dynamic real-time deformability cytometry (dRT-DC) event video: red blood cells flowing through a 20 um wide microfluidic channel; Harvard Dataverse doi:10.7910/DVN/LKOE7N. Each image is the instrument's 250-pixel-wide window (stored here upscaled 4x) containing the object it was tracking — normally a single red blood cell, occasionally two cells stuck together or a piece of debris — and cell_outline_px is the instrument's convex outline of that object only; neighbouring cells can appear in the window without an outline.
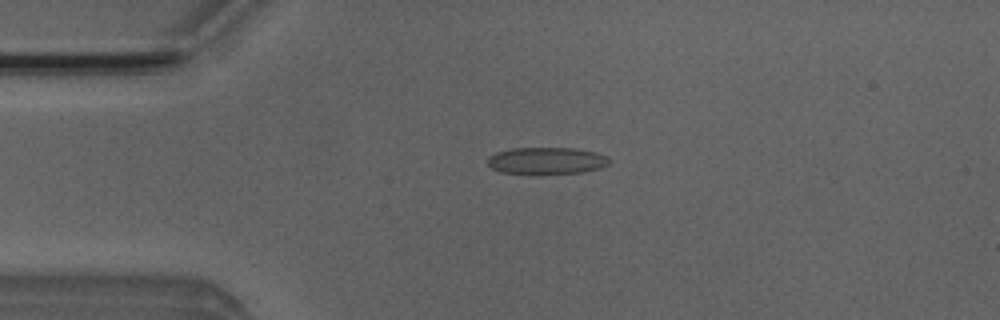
{"species": "Egyptian fruit bat (a non-hibernating species)", "species_latin": "Rousettus aegyptiacus", "temperature_condition": "room temperature", "stored_images_in_passage": 46, "camera_frame_rate_fps": 3000, "um_per_image_px": 0.085, "animal": {"sex": "male"}, "frame": {"image": 1, "passage_image": 7, "time_ms": 2.0, "image_size_px": [1000, 320], "cell_outline_px": [[608, 164], [600, 168], [580, 172], [536, 176], [532, 176], [500, 172], [492, 168], [488, 164], [488, 160], [496, 152], [512, 148], [576, 148], [596, 152], [608, 156]], "centroid_in_image_um": [46.44, 13.69], "position_along_channel_um": 38.6, "area_um2": 19.59}}
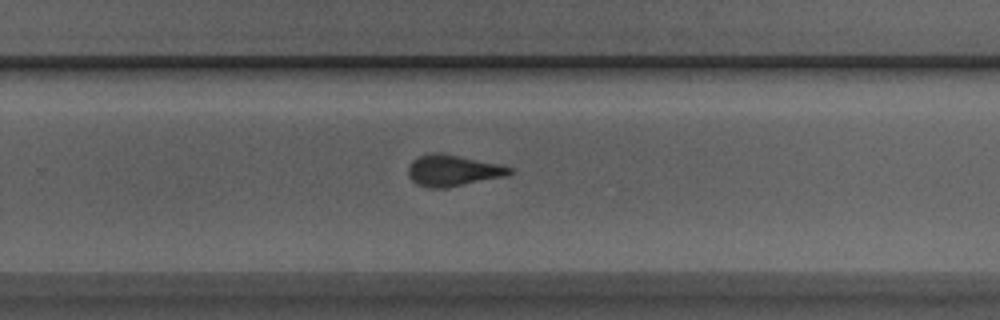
{"frame": {"image": 2, "passage_image": 28, "time_ms": 9.0, "image_size_px": [1000, 320], "cell_outline_px": [[512, 172], [508, 176], [448, 188], [428, 188], [416, 184], [408, 176], [408, 168], [412, 160], [420, 156], [432, 152], [440, 152], [500, 164], [512, 168]], "centroid_in_image_um": [38.5, 14.5], "position_along_channel_um": 291.3, "area_um2": 18.73}}
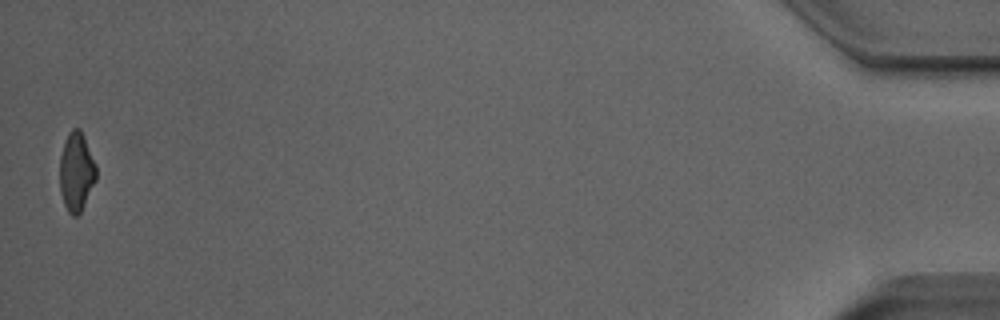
{"frame": {"image": 3, "passage_image": 46, "time_ms": 15.0, "image_size_px": [1000, 320], "cell_outline_px": [[96, 180], [80, 212], [76, 216], [72, 216], [68, 212], [64, 204], [60, 192], [60, 156], [64, 140], [68, 132], [72, 128], [80, 128], [84, 136], [96, 164]], "centroid_in_image_um": [6.48, 14.57], "position_along_channel_um": 428.7, "area_um2": 16.82}, "authors_computed_cell_mechanics": {"area_um2": 18.4671, "velocity_mm_per_s": 3.9797, "shape_relaxation_time_tau1_ms": 5.3269, "shape_relaxation_time_tau2_ms": 1.0684, "deformation_change_tau1": 0.1638, "deformation_change_tau2": 0.0917}}